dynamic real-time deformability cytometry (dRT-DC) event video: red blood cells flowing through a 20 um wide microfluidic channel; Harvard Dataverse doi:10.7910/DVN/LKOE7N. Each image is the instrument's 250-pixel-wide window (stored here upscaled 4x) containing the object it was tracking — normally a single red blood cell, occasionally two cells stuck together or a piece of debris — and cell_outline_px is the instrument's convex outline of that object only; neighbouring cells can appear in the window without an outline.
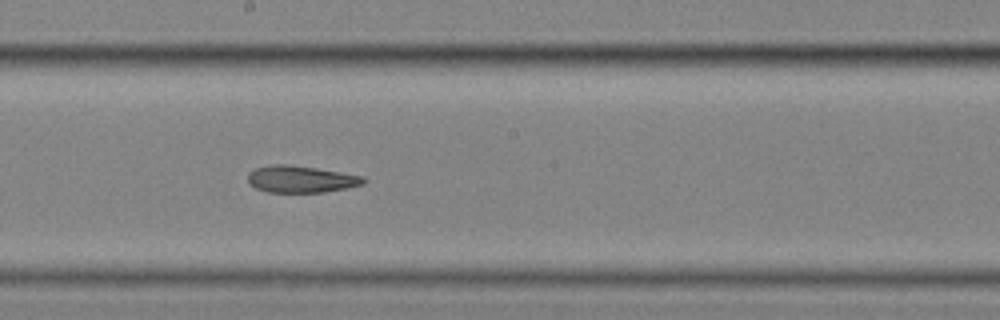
{"species": "common noctule bat (a hibernating species)", "species_latin": "Nyctalus noctula", "temperature_condition": "cold", "stored_images_in_passage": 37, "camera_frame_rate_fps": 3000, "um_per_image_px": 0.085, "animal": {"sex": "female", "body_mass_g": 25.1}, "frame": {"image": 1, "passage_image": 11, "time_ms": 3.333, "image_size_px": [1000, 320], "cell_outline_px": [[368, 180], [364, 184], [324, 192], [268, 192], [256, 188], [248, 180], [248, 172], [256, 168], [272, 164], [288, 164], [316, 168], [364, 176]], "centroid_in_image_um": [25.6, 15.22], "position_along_channel_um": 222.6, "area_um2": 18.03}}
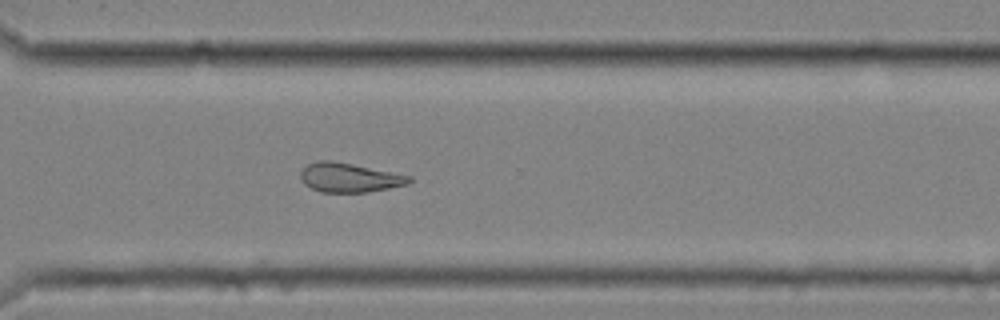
{"frame": {"image": 2, "passage_image": 21, "time_ms": 6.667, "image_size_px": [1000, 320], "cell_outline_px": [[412, 180], [408, 184], [368, 192], [320, 192], [304, 184], [300, 180], [300, 172], [308, 164], [320, 160], [332, 160], [412, 176]], "centroid_in_image_um": [29.68, 15.1], "position_along_channel_um": 340.9, "area_um2": 18.44}}
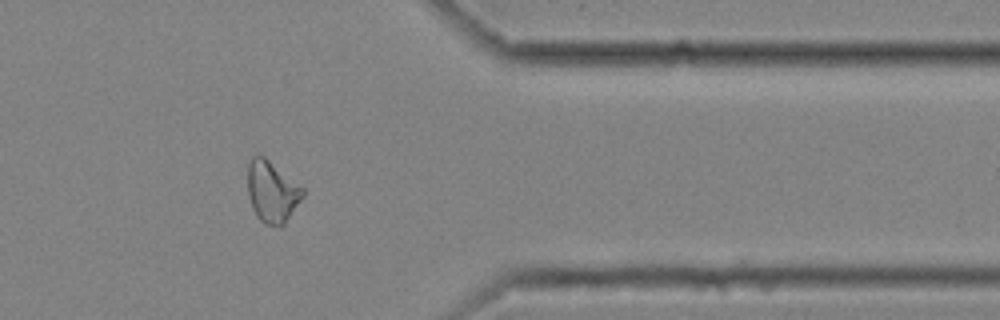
{"frame": {"image": 3, "passage_image": 26, "time_ms": 8.333, "image_size_px": [1000, 320], "cell_outline_px": [[304, 196], [284, 224], [280, 228], [264, 224], [256, 216], [252, 208], [248, 196], [248, 164], [252, 156], [256, 152], [264, 156], [304, 188]], "centroid_in_image_um": [23.11, 16.3], "position_along_channel_um": 388.3, "area_um2": 20.0}}